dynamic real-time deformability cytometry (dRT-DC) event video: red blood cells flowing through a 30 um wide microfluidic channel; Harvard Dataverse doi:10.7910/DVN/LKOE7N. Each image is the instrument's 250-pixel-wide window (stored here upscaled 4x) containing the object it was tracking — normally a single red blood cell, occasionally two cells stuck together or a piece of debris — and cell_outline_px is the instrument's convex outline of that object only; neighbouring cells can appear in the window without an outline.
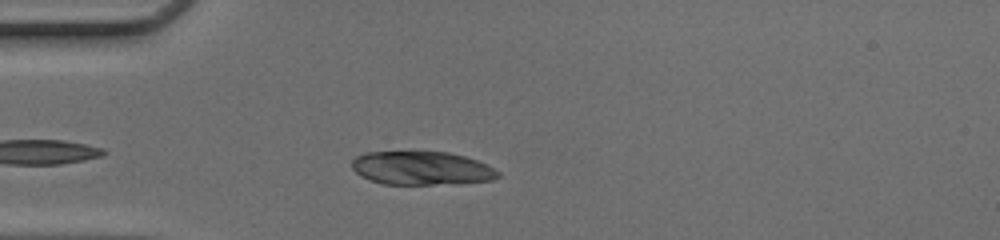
{"species": "common noctule bat (a hibernating species)", "species_latin": "Nyctalus noctula", "temperature_condition": "cold", "stored_images_in_passage": 31, "camera_frame_rate_fps": 3000, "um_per_image_px": 0.085, "animal": {"sex": "female", "body_mass_g": 17.0, "forearm_length_mm": 48.0}, "frame": {"image": 1, "passage_image": 5, "time_ms": 1.333, "image_size_px": [1000, 240], "cell_outline_px": [[500, 176], [492, 180], [456, 184], [384, 184], [368, 180], [360, 176], [352, 168], [352, 160], [356, 156], [364, 152], [448, 152], [464, 156], [488, 164], [500, 172]], "centroid_in_image_um": [35.84, 14.3], "position_along_channel_um": 49.2, "area_um2": 28.78}}